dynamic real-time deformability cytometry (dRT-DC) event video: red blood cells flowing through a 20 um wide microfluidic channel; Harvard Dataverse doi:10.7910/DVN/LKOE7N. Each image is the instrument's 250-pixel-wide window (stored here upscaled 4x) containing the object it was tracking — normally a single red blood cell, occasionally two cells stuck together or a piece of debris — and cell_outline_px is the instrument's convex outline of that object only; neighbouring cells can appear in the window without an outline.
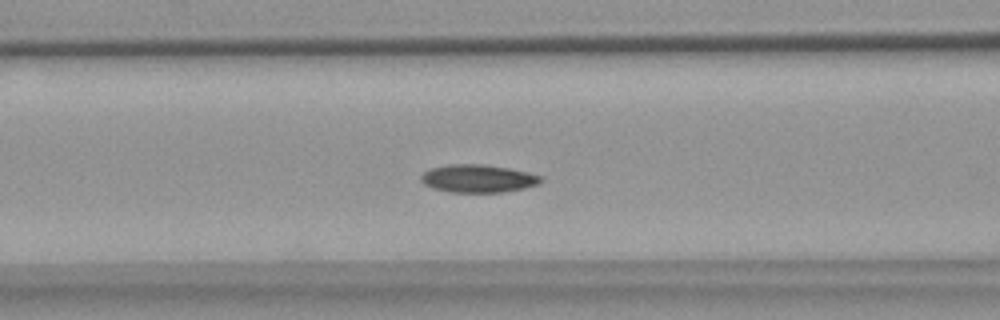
{"species": "common noctule bat (a hibernating species)", "species_latin": "Nyctalus noctula", "temperature_condition": "warm", "stored_images_in_passage": 54, "camera_frame_rate_fps": 3000, "um_per_image_px": 0.085, "animal": {"sex": "female", "body_mass_g": 18.4}, "frame": {"image": 1, "passage_image": 21, "time_ms": 6.667, "image_size_px": [1000, 320], "cell_outline_px": [[544, 180], [540, 184], [524, 188], [504, 192], [448, 192], [432, 188], [424, 184], [420, 180], [420, 176], [428, 168], [448, 164], [484, 164], [508, 168], [528, 172], [544, 176]], "centroid_in_image_um": [40.64, 15.17], "position_along_channel_um": 126.0, "area_um2": 19.83}}
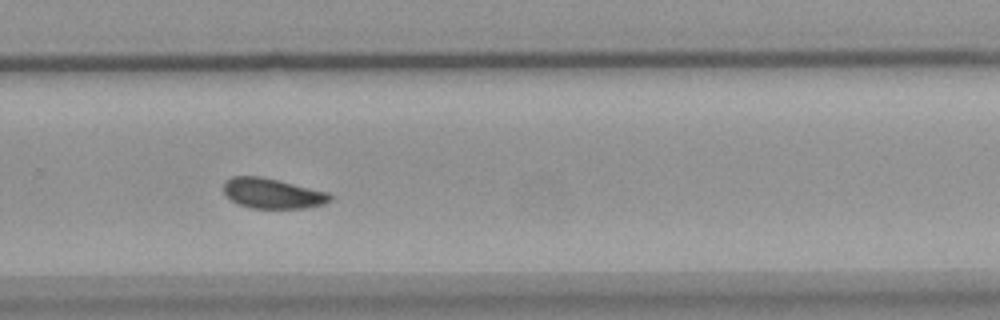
{"frame": {"image": 2, "passage_image": 36, "time_ms": 11.667, "image_size_px": [1000, 320], "cell_outline_px": [[332, 200], [324, 204], [308, 208], [252, 208], [236, 204], [224, 192], [224, 184], [232, 176], [260, 176], [328, 192], [332, 196]], "centroid_in_image_um": [23.18, 16.45], "position_along_channel_um": 306.6, "area_um2": 18.61}}
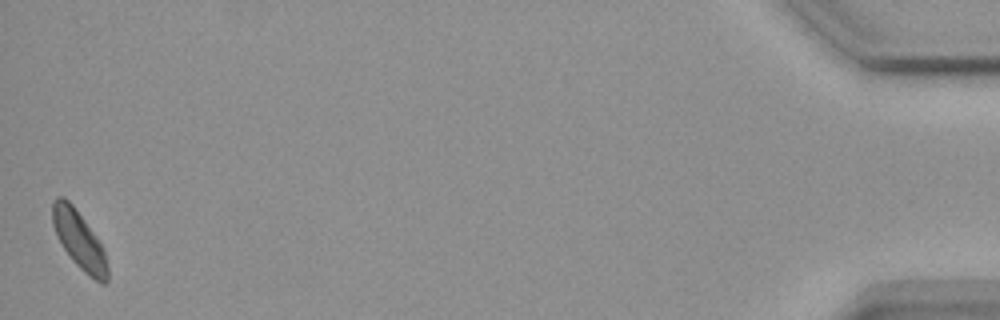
{"frame": {"image": 3, "passage_image": 54, "time_ms": 17.667, "image_size_px": [1000, 320], "cell_outline_px": [[108, 280], [104, 284], [100, 284], [88, 276], [72, 260], [56, 236], [52, 224], [52, 200], [56, 196], [64, 196], [72, 204], [96, 236], [104, 252], [108, 264]], "centroid_in_image_um": [6.71, 20.41], "position_along_channel_um": 428.5, "area_um2": 18.61}, "authors_computed_cell_mechanics": {"area_um2": 18.9295, "velocity_mm_per_s": 3.6297, "shape_relaxation_time_tau1_ms": 3.817, "shape_relaxation_time_tau2_ms": null, "deformation_change_tau1": 0.1092, "deformation_change_tau2": null}}